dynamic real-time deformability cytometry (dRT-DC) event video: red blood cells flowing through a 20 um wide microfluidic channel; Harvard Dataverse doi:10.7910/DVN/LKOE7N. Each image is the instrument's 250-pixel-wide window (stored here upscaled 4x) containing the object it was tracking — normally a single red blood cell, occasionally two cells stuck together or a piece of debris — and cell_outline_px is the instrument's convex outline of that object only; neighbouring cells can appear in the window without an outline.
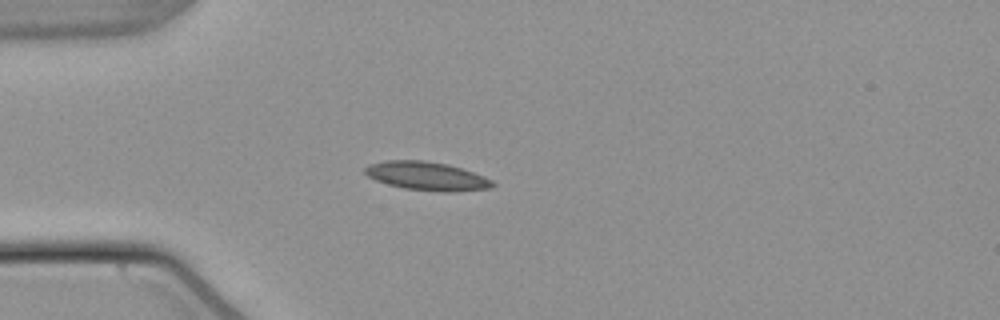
{"species": "common noctule bat (a hibernating species)", "species_latin": "Nyctalus noctula", "temperature_condition": "warm", "stored_images_in_passage": 34, "camera_frame_rate_fps": 3000, "um_per_image_px": 0.085, "animal": {"sex": "male", "body_mass_g": 21.5, "forearm_length_mm": 52.0}, "frame": {"image": 1, "passage_image": 1, "time_ms": 0.0, "image_size_px": [1000, 320], "cell_outline_px": [[496, 184], [492, 188], [452, 192], [440, 192], [404, 188], [388, 184], [376, 180], [368, 176], [364, 172], [364, 168], [368, 164], [388, 160], [424, 160], [448, 164], [484, 176], [492, 180]], "centroid_in_image_um": [36.29, 14.97], "position_along_channel_um": 48.7, "area_um2": 21.27}}
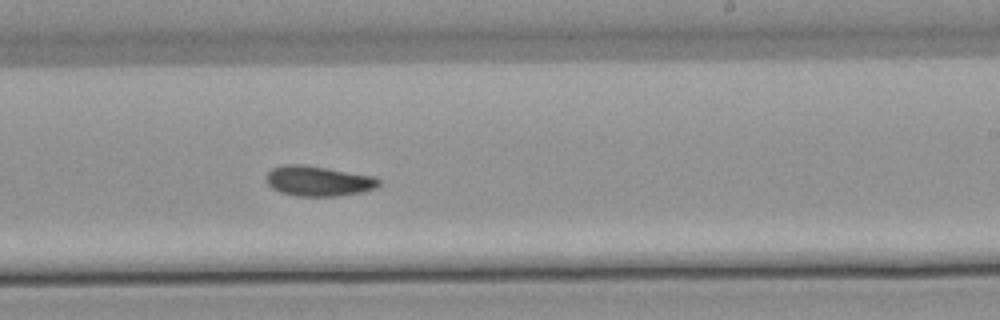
{"frame": {"image": 2, "passage_image": 19, "time_ms": 6.0, "image_size_px": [1000, 320], "cell_outline_px": [[380, 184], [376, 188], [360, 192], [336, 196], [296, 196], [280, 192], [272, 188], [268, 184], [268, 172], [272, 168], [280, 164], [304, 164], [376, 176], [380, 180]], "centroid_in_image_um": [27.07, 15.37], "position_along_channel_um": 261.9, "area_um2": 19.88}}
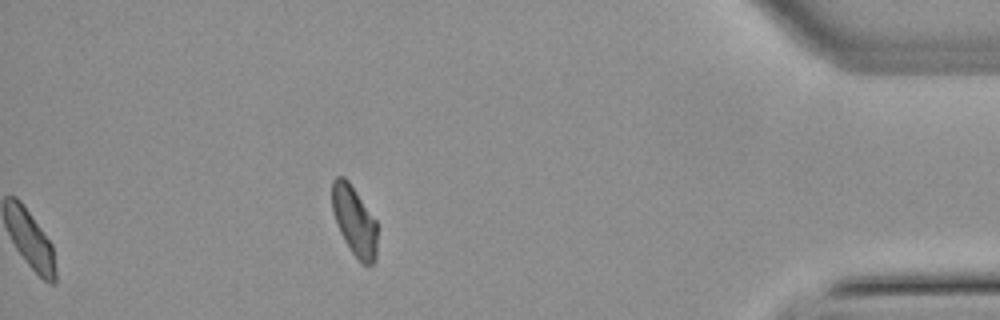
{"frame": {"image": 3, "passage_image": 34, "time_ms": 11.0, "image_size_px": [1000, 320], "cell_outline_px": [[376, 260], [372, 264], [364, 264], [352, 252], [344, 240], [340, 232], [332, 212], [332, 180], [336, 176], [344, 176], [348, 180], [376, 220]], "centroid_in_image_um": [30.1, 18.74], "position_along_channel_um": 405.1, "area_um2": 18.15}, "authors_computed_cell_mechanics": {"area_um2": 19.3341, "velocity_mm_per_s": 3.8047, "shape_relaxation_time_tau1_ms": null, "shape_relaxation_time_tau2_ms": 4.7554, "deformation_change_tau1": null, "deformation_change_tau2": 0.0963}}